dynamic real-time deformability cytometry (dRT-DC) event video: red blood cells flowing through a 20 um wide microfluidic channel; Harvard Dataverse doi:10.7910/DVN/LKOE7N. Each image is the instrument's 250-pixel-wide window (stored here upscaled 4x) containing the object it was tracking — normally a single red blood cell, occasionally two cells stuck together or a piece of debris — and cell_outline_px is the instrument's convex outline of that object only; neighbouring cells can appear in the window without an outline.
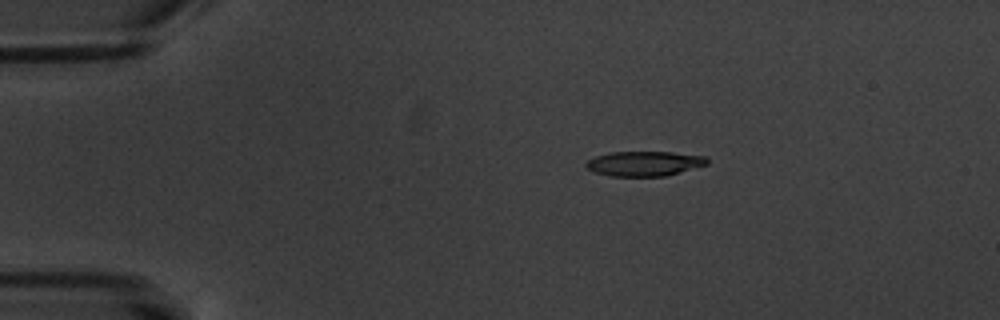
{"species": "common noctule bat (a hibernating species)", "species_latin": "Nyctalus noctula", "temperature_condition": "warm", "stored_images_in_passage": 5, "camera_frame_rate_fps": 3000, "um_per_image_px": 0.085, "animal": {"sex": "male", "body_mass_g": 20.1, "forearm_length_mm": 53.5}, "frame": {"image": 1, "passage_image": 3, "time_ms": 2.333, "image_size_px": [1000, 320], "cell_outline_px": [[708, 164], [680, 172], [664, 176], [608, 176], [596, 172], [588, 168], [584, 164], [588, 160], [596, 156], [608, 152], [672, 152], [704, 156], [708, 160]], "centroid_in_image_um": [54.75, 13.9], "position_along_channel_um": 30.2, "area_um2": 17.4}}
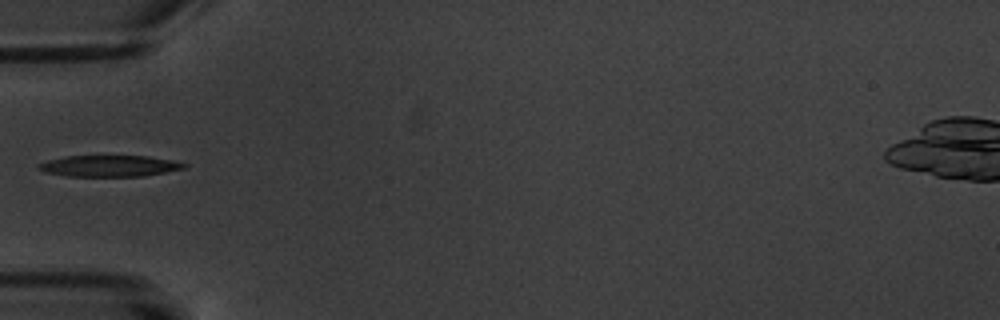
{"frame": {"image": 2, "passage_image": 5, "time_ms": 5.333, "image_size_px": [1000, 320], "cell_outline_px": [[188, 168], [144, 176], [68, 176], [44, 172], [36, 168], [36, 164], [48, 160], [64, 156], [148, 156], [172, 160], [188, 164]], "centroid_in_image_um": [9.3, 14.1], "position_along_channel_um": 75.7, "area_um2": 18.21}}